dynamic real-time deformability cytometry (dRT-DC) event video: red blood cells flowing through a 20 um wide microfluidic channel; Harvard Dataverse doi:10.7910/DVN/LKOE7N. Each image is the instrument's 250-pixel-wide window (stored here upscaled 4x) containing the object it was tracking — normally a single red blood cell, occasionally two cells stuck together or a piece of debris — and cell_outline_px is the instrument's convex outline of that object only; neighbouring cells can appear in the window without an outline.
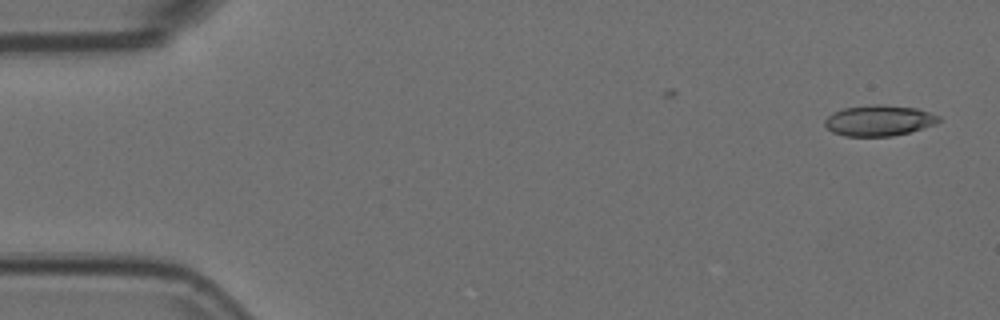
{"species": "Egyptian fruit bat (a non-hibernating species)", "species_latin": "Rousettus aegyptiacus", "temperature_condition": "room temperature", "stored_images_in_passage": 43, "camera_frame_rate_fps": 3000, "um_per_image_px": 0.085, "animal": {"sex": "female"}, "frame": {"image": 1, "passage_image": 1, "time_ms": 0.0, "image_size_px": [1000, 320], "cell_outline_px": [[940, 120], [936, 124], [908, 132], [892, 136], [844, 136], [832, 132], [824, 124], [824, 120], [832, 112], [844, 108], [872, 104], [884, 104], [916, 108], [940, 116]], "centroid_in_image_um": [74.69, 10.24], "position_along_channel_um": 10.3, "area_um2": 20.46}}
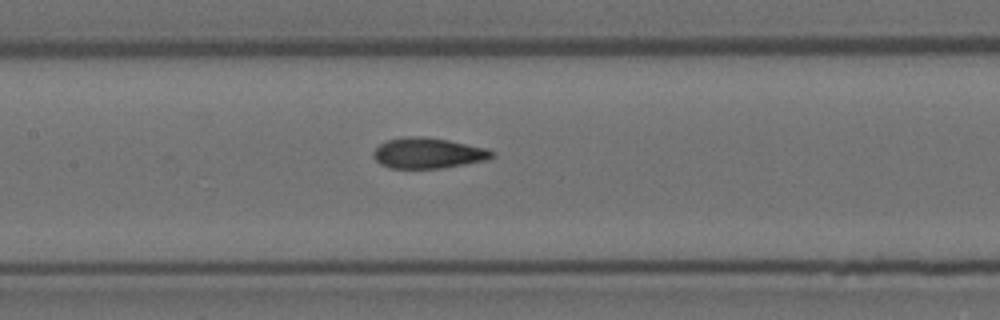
{"frame": {"image": 2, "passage_image": 24, "time_ms": 7.667, "image_size_px": [1000, 320], "cell_outline_px": [[496, 156], [488, 160], [440, 168], [392, 168], [380, 164], [372, 156], [372, 152], [380, 144], [388, 140], [408, 136], [424, 136], [448, 140], [488, 148], [496, 152]], "centroid_in_image_um": [36.42, 13.01], "position_along_channel_um": 171.0, "area_um2": 21.27}}
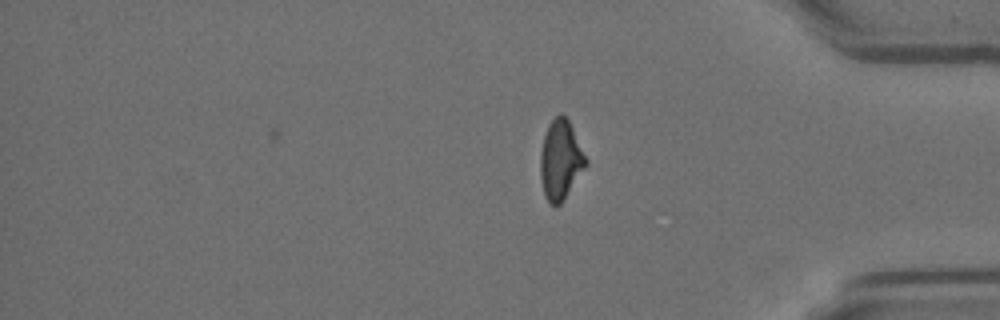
{"frame": {"image": 3, "passage_image": 43, "time_ms": 14.0, "image_size_px": [1000, 320], "cell_outline_px": [[588, 164], [560, 204], [552, 204], [544, 196], [540, 176], [540, 152], [544, 136], [548, 124], [560, 112], [568, 120], [588, 160]], "centroid_in_image_um": [47.64, 13.58], "position_along_channel_um": 387.6, "area_um2": 20.87}, "authors_computed_cell_mechanics": {"area_um2": 21.0392, "velocity_mm_per_s": 3.733, "shape_relaxation_time_tau1_ms": null, "shape_relaxation_time_tau2_ms": 1.6521, "deformation_change_tau1": null, "deformation_change_tau2": 0.0702}}